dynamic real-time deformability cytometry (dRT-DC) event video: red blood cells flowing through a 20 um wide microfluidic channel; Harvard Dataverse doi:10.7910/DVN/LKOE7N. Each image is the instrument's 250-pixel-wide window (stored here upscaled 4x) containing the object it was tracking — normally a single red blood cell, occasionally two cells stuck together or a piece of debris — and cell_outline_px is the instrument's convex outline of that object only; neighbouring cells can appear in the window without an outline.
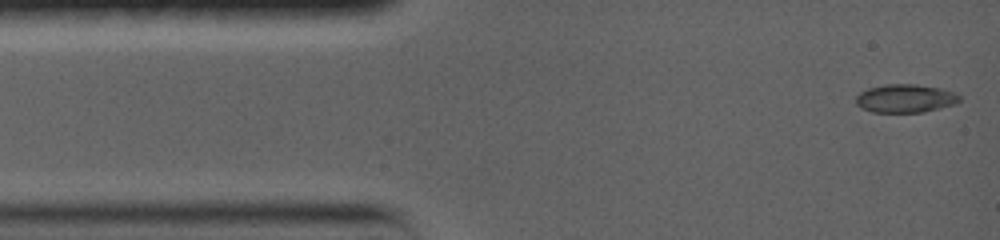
{"species": "common noctule bat (a hibernating species)", "species_latin": "Nyctalus noctula", "temperature_condition": "warm", "stored_images_in_passage": 40, "camera_frame_rate_fps": 5000, "um_per_image_px": 0.085, "animal": {"sex": "female", "body_mass_g": 19.0, "forearm_length_mm": 56.7}, "frame": {"image": 1, "passage_image": 1, "time_ms": 0.0, "image_size_px": [1000, 240], "cell_outline_px": [[960, 100], [956, 104], [924, 112], [872, 112], [856, 104], [856, 96], [860, 92], [868, 88], [888, 84], [916, 84], [940, 88], [952, 92], [960, 96]], "centroid_in_image_um": [76.96, 8.36], "position_along_channel_um": 8.0, "area_um2": 16.99}}
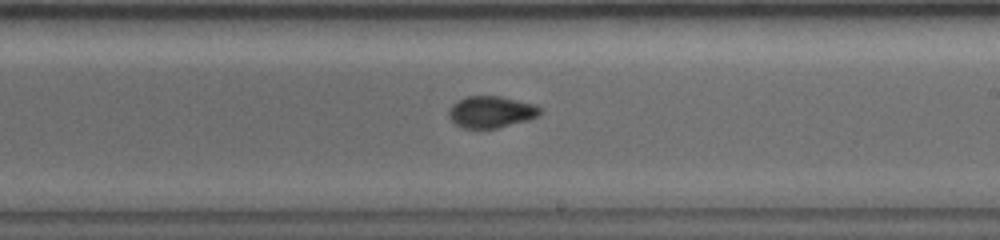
{"frame": {"image": 2, "passage_image": 24, "time_ms": 8.6, "image_size_px": [1000, 240], "cell_outline_px": [[540, 116], [528, 120], [496, 128], [464, 128], [456, 124], [448, 116], [448, 108], [456, 100], [464, 96], [500, 96], [536, 104], [540, 108]], "centroid_in_image_um": [41.73, 9.5], "position_along_channel_um": 247.3, "area_um2": 16.99}}
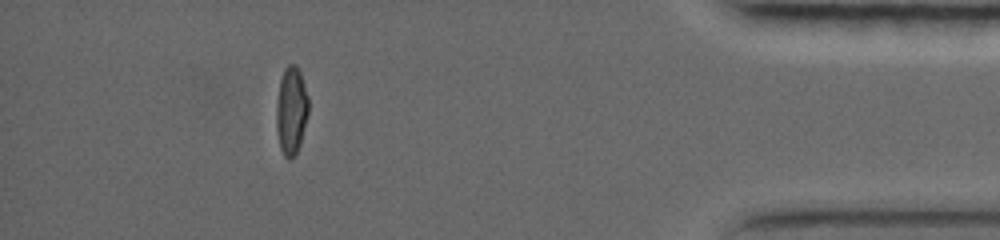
{"frame": {"image": 3, "passage_image": 35, "time_ms": 14.6, "image_size_px": [1000, 240], "cell_outline_px": [[308, 112], [300, 144], [296, 156], [288, 160], [284, 156], [280, 148], [276, 128], [276, 104], [280, 80], [284, 68], [288, 64], [296, 64], [300, 72], [308, 96]], "centroid_in_image_um": [24.75, 9.41], "position_along_channel_um": 410.5, "area_um2": 16.59}}